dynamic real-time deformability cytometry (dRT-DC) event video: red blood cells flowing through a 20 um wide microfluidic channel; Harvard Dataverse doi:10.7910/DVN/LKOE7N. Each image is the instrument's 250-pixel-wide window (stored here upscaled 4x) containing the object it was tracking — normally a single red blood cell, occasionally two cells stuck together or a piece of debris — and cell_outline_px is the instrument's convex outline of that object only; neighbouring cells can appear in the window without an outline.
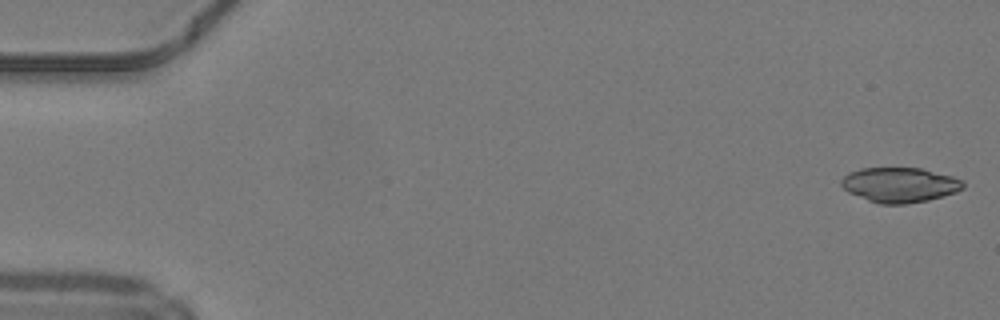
{"species": "common noctule bat (a hibernating species)", "species_latin": "Nyctalus noctula", "temperature_condition": "warm", "stored_images_in_passage": 48, "camera_frame_rate_fps": 3000, "um_per_image_px": 0.085, "animal": {"sex": "male", "body_mass_g": 19.2, "forearm_length_mm": 51.8}, "frame": {"image": 1, "passage_image": 1, "time_ms": 0.0, "image_size_px": [1000, 320], "cell_outline_px": [[964, 188], [956, 192], [928, 200], [904, 204], [880, 204], [868, 200], [848, 192], [840, 184], [840, 180], [848, 172], [860, 168], [920, 168], [952, 176], [964, 180]], "centroid_in_image_um": [76.47, 15.71], "position_along_channel_um": 8.5, "area_um2": 24.8}}
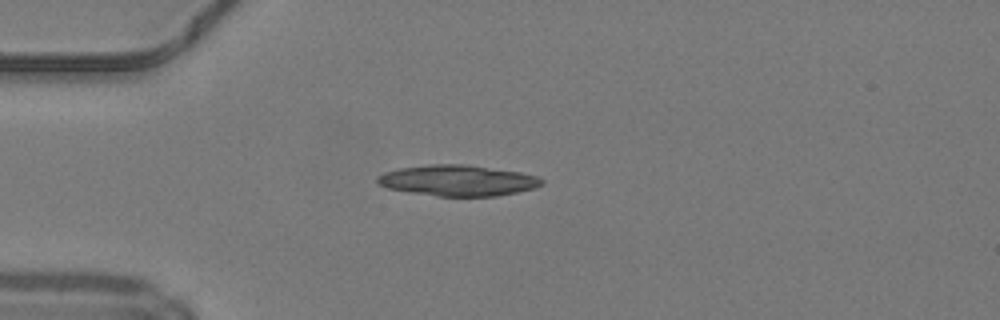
{"frame": {"image": 2, "passage_image": 13, "time_ms": 4.0, "image_size_px": [1000, 320], "cell_outline_px": [[544, 184], [532, 188], [516, 192], [496, 196], [436, 196], [388, 188], [376, 184], [376, 176], [384, 172], [400, 168], [428, 164], [464, 164], [520, 172], [540, 176], [544, 180]], "centroid_in_image_um": [38.9, 15.33], "position_along_channel_um": 46.1, "area_um2": 29.59}}